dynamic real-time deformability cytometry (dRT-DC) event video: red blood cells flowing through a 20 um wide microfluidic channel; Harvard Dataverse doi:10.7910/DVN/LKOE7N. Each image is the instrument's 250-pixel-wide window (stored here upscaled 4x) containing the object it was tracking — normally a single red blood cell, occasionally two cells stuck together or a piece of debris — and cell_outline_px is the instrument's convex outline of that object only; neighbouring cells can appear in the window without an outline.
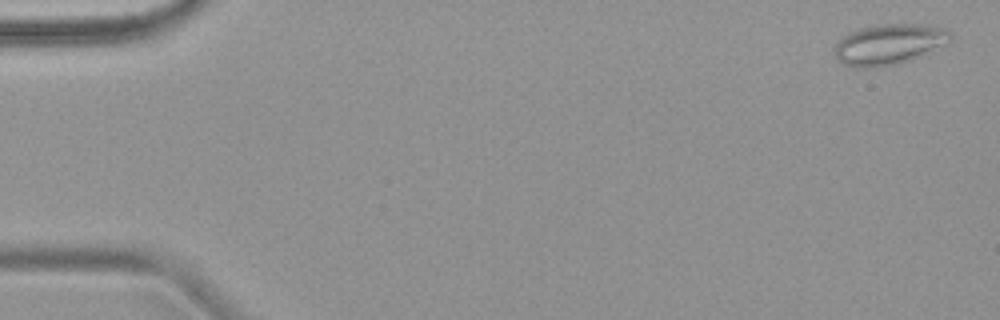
{"species": "common noctule bat (a hibernating species)", "species_latin": "Nyctalus noctula", "temperature_condition": "warm", "stored_images_in_passage": 6, "camera_frame_rate_fps": 3000, "um_per_image_px": 0.085, "animal": {"sex": "female", "body_mass_g": 18.4}, "frame": {"image": 1, "passage_image": 6, "time_ms": 6.333, "image_size_px": [1000, 320], "cell_outline_px": [[952, 40], [912, 60], [900, 64], [876, 68], [856, 68], [840, 64], [836, 56], [836, 44], [848, 32], [860, 28], [876, 24], [924, 24], [948, 28], [952, 36]], "centroid_in_image_um": [75.58, 3.77], "position_along_channel_um": 9.4, "area_um2": 27.8}}